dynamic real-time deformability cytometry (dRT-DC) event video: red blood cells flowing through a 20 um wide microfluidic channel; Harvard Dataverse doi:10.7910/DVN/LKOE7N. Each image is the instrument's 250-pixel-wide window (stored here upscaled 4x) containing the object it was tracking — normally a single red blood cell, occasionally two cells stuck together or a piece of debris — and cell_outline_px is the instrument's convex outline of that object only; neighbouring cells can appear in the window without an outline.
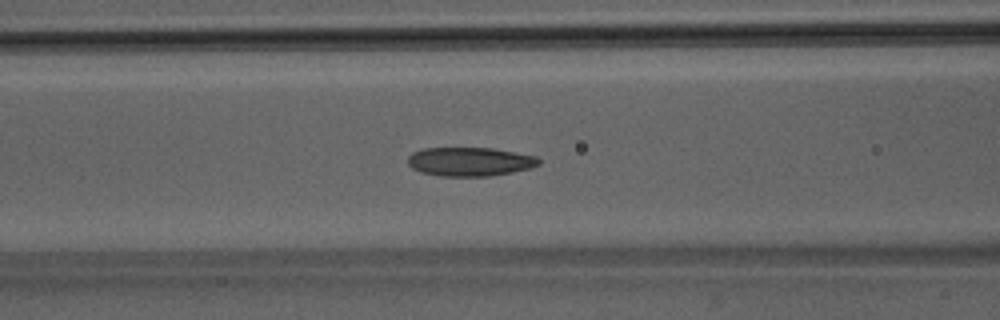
{"species": "Egyptian fruit bat (a non-hibernating species)", "species_latin": "Rousettus aegyptiacus", "temperature_condition": "room temperature", "stored_images_in_passage": 37, "camera_frame_rate_fps": 3000, "um_per_image_px": 0.085, "animal": {"sex": "male"}, "frame": {"image": 1, "passage_image": 7, "time_ms": 2.0, "image_size_px": [1000, 320], "cell_outline_px": [[540, 164], [532, 168], [512, 172], [488, 176], [440, 176], [420, 172], [412, 168], [408, 164], [408, 156], [412, 152], [424, 148], [492, 148], [536, 156], [540, 160]], "centroid_in_image_um": [39.93, 13.74], "position_along_channel_um": 126.7, "area_um2": 22.08}}
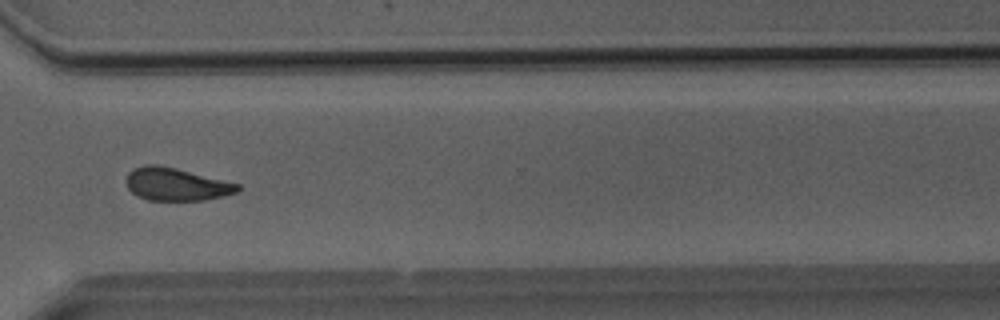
{"frame": {"image": 2, "passage_image": 24, "time_ms": 7.667, "image_size_px": [1000, 320], "cell_outline_px": [[240, 188], [236, 192], [224, 196], [204, 200], [148, 200], [136, 196], [128, 188], [124, 180], [128, 172], [132, 168], [144, 164], [156, 164], [176, 168], [240, 184]], "centroid_in_image_um": [14.92, 15.65], "position_along_channel_um": 355.7, "area_um2": 21.44}}
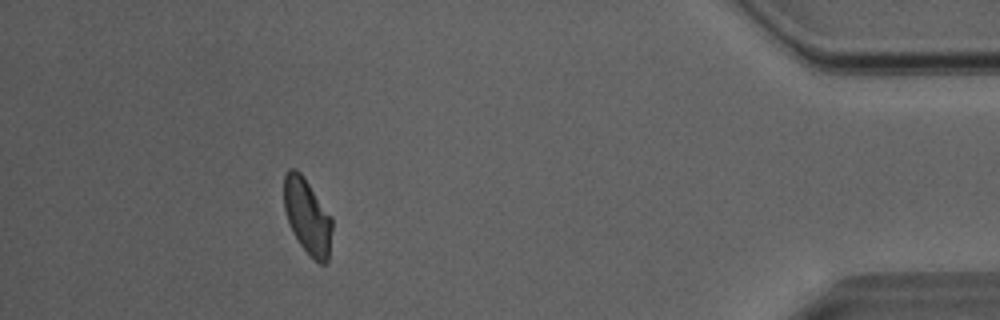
{"frame": {"image": 3, "passage_image": 32, "time_ms": 10.333, "image_size_px": [1000, 320], "cell_outline_px": [[332, 228], [328, 260], [324, 264], [320, 264], [300, 244], [288, 220], [284, 208], [284, 176], [288, 168], [296, 168], [300, 172], [332, 216]], "centroid_in_image_um": [26.13, 18.35], "position_along_channel_um": 409.1, "area_um2": 20.81}, "authors_computed_cell_mechanics": {"area_um2": 21.7906, "velocity_mm_per_s": 4.0419, "shape_relaxation_time_tau1_ms": 4.8873, "shape_relaxation_time_tau2_ms": 2.6867, "deformation_change_tau1": 0.1218, "deformation_change_tau2": 0.0767}}